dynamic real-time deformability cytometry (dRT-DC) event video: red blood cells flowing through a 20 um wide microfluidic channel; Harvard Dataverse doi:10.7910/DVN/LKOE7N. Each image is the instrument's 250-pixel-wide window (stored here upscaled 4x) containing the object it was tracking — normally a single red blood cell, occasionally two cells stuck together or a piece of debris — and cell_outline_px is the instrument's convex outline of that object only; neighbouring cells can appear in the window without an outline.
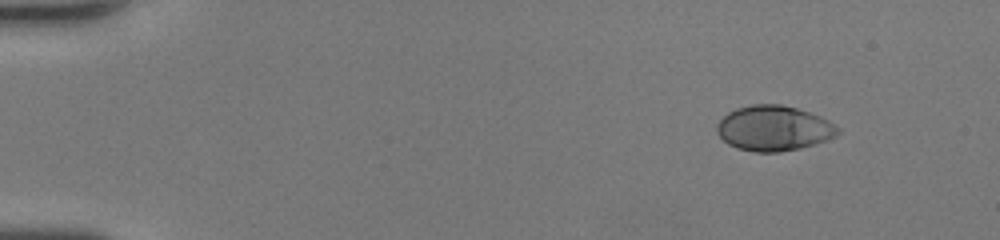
{"species": "human", "species_latin": "Homo sapiens", "temperature_condition": "room temperature", "stored_images_in_passage": 44, "camera_frame_rate_fps": 3000, "um_per_image_px": 0.085, "donor": {"sex": "female"}, "frame": {"image": 1, "passage_image": 1, "time_ms": 0.0, "image_size_px": [1000, 240], "cell_outline_px": [[840, 132], [836, 136], [828, 140], [800, 148], [780, 152], [756, 152], [736, 148], [728, 144], [716, 132], [716, 124], [728, 112], [736, 108], [752, 104], [780, 104], [796, 108], [820, 116], [828, 120], [840, 128]], "centroid_in_image_um": [65.77, 10.9], "position_along_channel_um": 19.2, "area_um2": 31.96}}
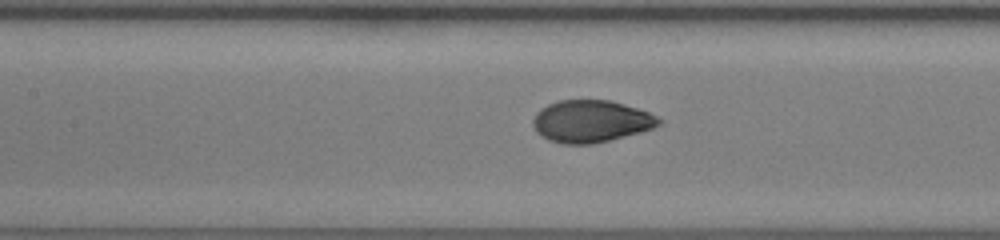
{"frame": {"image": 2, "passage_image": 19, "time_ms": 6.0, "image_size_px": [1000, 240], "cell_outline_px": [[660, 124], [652, 128], [640, 132], [592, 144], [560, 144], [548, 140], [540, 136], [536, 132], [532, 124], [532, 120], [536, 112], [540, 108], [548, 104], [560, 100], [608, 100], [624, 104], [648, 112], [656, 116], [660, 120]], "centroid_in_image_um": [50.16, 10.31], "position_along_channel_um": 157.2, "area_um2": 30.87}}
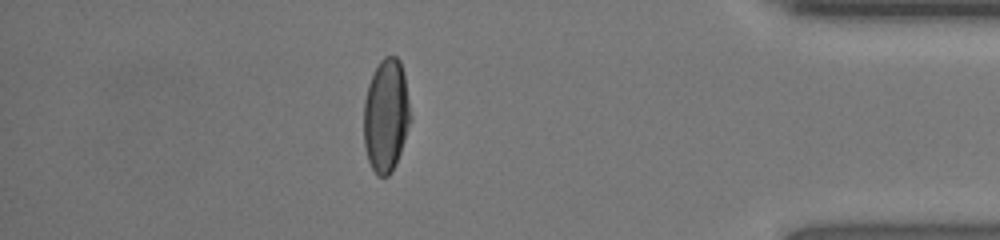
{"frame": {"image": 3, "passage_image": 38, "time_ms": 12.333, "image_size_px": [1000, 240], "cell_outline_px": [[408, 124], [404, 140], [396, 164], [392, 172], [388, 176], [376, 176], [368, 160], [364, 144], [364, 100], [368, 84], [380, 60], [384, 56], [396, 56], [400, 60], [404, 72], [408, 100]], "centroid_in_image_um": [32.78, 9.82], "position_along_channel_um": 402.4, "area_um2": 30.35}, "authors_computed_cell_mechanics": {"area_um2": 31.2987, "velocity_mm_per_s": 4.4192, "shape_relaxation_time_tau1_ms": 3.2442, "shape_relaxation_time_tau2_ms": null, "deformation_change_tau1": 0.1975, "deformation_change_tau2": null}}